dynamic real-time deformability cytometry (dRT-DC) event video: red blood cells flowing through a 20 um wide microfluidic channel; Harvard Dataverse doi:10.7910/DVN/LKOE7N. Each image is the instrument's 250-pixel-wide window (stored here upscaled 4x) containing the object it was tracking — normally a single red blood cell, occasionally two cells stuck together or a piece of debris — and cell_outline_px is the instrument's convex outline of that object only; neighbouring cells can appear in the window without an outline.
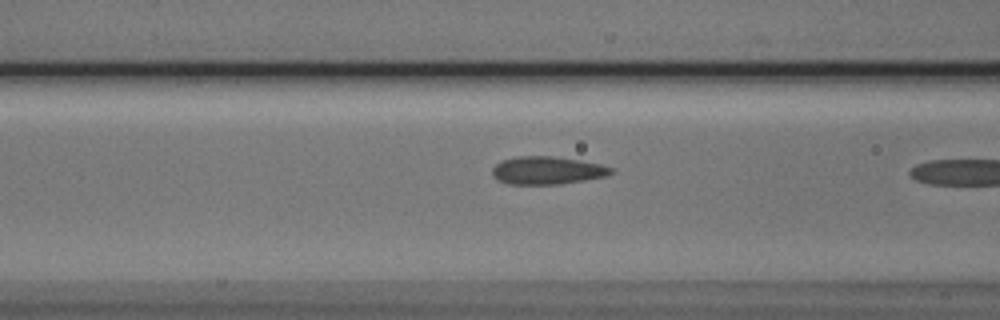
{"species": "Egyptian fruit bat (a non-hibernating species)", "species_latin": "Rousettus aegyptiacus", "temperature_condition": "cold", "stored_images_in_passage": 10, "camera_frame_rate_fps": 3000, "um_per_image_px": 0.085, "animal": {"sex": "male"}, "frame": {"image": 1, "passage_image": 9, "time_ms": 2.667, "image_size_px": [1000, 320], "cell_outline_px": [[616, 172], [608, 176], [560, 184], [508, 184], [496, 180], [492, 176], [492, 168], [496, 164], [504, 160], [516, 156], [552, 156], [580, 160], [600, 164], [616, 168]], "centroid_in_image_um": [46.55, 14.49], "position_along_channel_um": 120.1, "area_um2": 19.54}}